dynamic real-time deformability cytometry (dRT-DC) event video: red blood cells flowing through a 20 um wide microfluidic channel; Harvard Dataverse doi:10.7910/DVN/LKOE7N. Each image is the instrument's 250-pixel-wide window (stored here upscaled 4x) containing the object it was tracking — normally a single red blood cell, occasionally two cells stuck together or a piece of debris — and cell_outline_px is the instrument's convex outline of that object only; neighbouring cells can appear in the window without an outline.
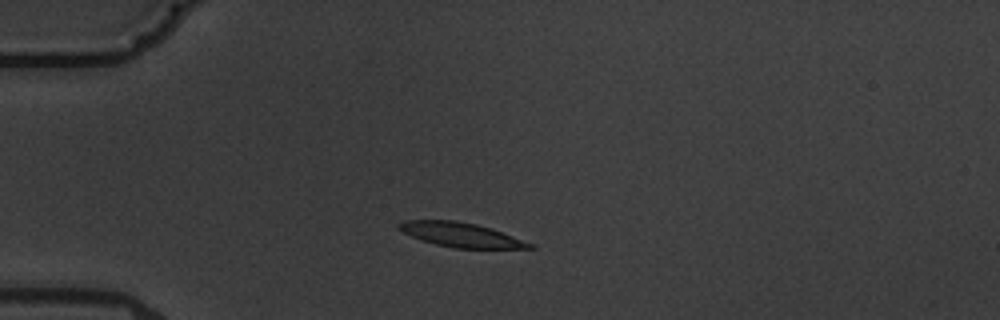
{"species": "common noctule bat (a hibernating species)", "species_latin": "Nyctalus noctula", "temperature_condition": "warm", "stored_images_in_passage": 12, "camera_frame_rate_fps": 3000, "um_per_image_px": 0.085, "animal": {"sex": "male", "body_mass_g": 19.5, "forearm_length_mm": 54.6}, "frame": {"image": 1, "passage_image": 1, "time_ms": 0.0, "image_size_px": [1000, 320], "cell_outline_px": [[536, 248], [452, 248], [436, 244], [412, 236], [396, 228], [396, 224], [404, 220], [456, 220], [476, 224], [492, 228], [536, 244]], "centroid_in_image_um": [39.22, 19.95], "position_along_channel_um": 45.8, "area_um2": 18.67}}
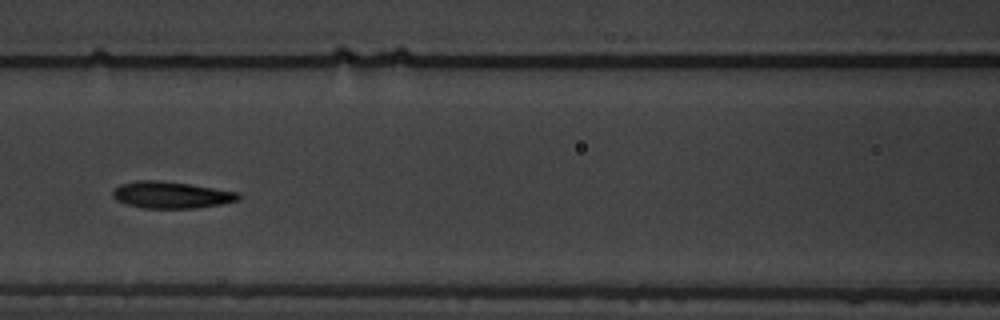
{"frame": {"image": 2, "passage_image": 4, "time_ms": 3.667, "image_size_px": [1000, 320], "cell_outline_px": [[240, 200], [220, 204], [196, 208], [140, 208], [116, 200], [112, 196], [112, 192], [120, 184], [136, 180], [160, 180], [188, 184], [240, 192]], "centroid_in_image_um": [14.55, 16.57], "position_along_channel_um": 152.1, "area_um2": 19.59}}
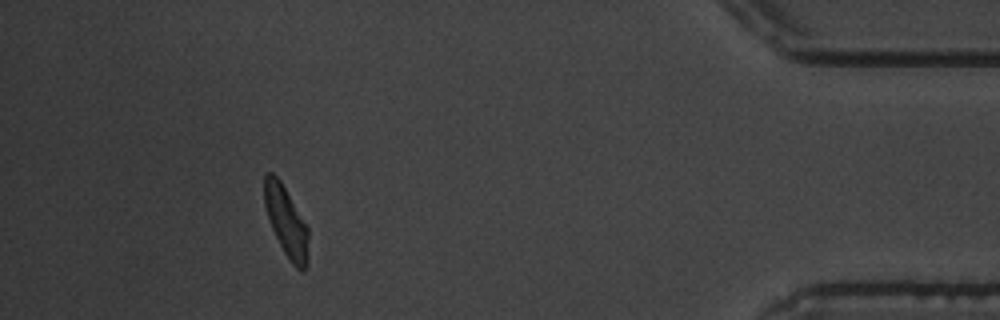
{"frame": {"image": 3, "passage_image": 11, "time_ms": 12.333, "image_size_px": [1000, 320], "cell_outline_px": [[308, 236], [304, 272], [300, 272], [292, 264], [284, 252], [272, 228], [264, 204], [264, 172], [272, 172], [280, 180], [308, 228]], "centroid_in_image_um": [24.3, 18.79], "position_along_channel_um": 410.9, "area_um2": 17.51}, "authors_computed_cell_mechanics": {"area_um2": 19.363, "velocity_mm_per_s": 3.58, "shape_relaxation_time_tau1_ms": 3.3976, "shape_relaxation_time_tau2_ms": 1.8085, "deformation_change_tau1": 0.1346, "deformation_change_tau2": 0.086}}